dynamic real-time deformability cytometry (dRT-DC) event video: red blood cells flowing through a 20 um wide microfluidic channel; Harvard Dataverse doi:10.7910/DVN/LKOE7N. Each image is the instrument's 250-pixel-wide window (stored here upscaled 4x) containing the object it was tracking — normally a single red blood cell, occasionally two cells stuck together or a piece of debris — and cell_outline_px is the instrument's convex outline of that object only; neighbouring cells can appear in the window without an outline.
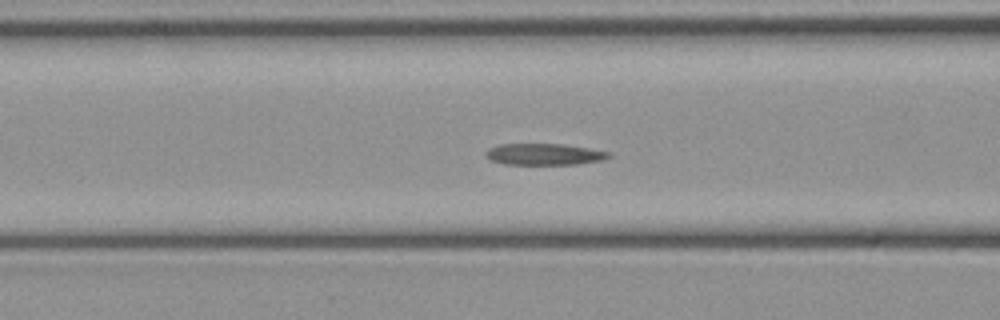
{"species": "common noctule bat (a hibernating species)", "species_latin": "Nyctalus noctula", "temperature_condition": "cold", "stored_images_in_passage": 35, "camera_frame_rate_fps": 3000, "um_per_image_px": 0.085, "animal": {"sex": "female", "body_mass_g": 21.9}, "frame": {"image": 1, "passage_image": 6, "time_ms": 1.667, "image_size_px": [1000, 320], "cell_outline_px": [[612, 156], [604, 160], [576, 164], [504, 164], [488, 160], [484, 156], [484, 152], [488, 148], [500, 144], [564, 144], [612, 152]], "centroid_in_image_um": [46.24, 13.11], "position_along_channel_um": 120.4, "area_um2": 15.61}}
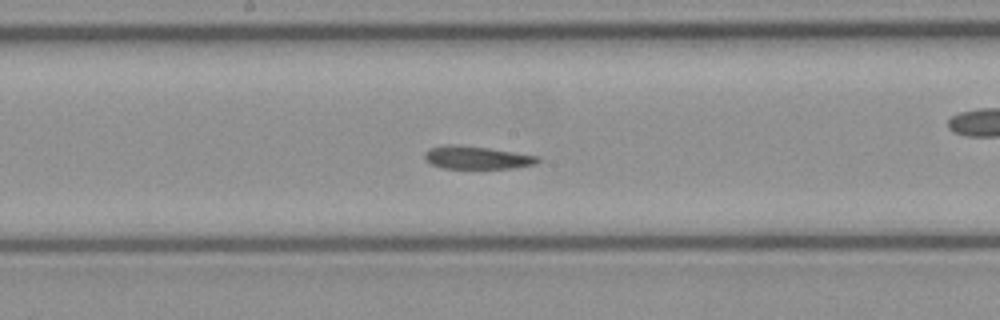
{"frame": {"image": 2, "passage_image": 12, "time_ms": 3.667, "image_size_px": [1000, 320], "cell_outline_px": [[540, 160], [536, 164], [512, 168], [440, 168], [424, 160], [424, 152], [428, 148], [448, 144], [460, 144], [488, 148], [540, 156]], "centroid_in_image_um": [40.49, 13.38], "position_along_channel_um": 207.7, "area_um2": 15.26}}
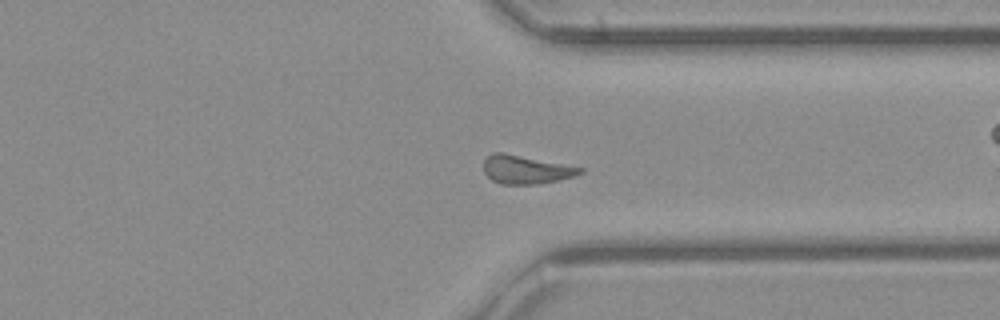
{"frame": {"image": 3, "passage_image": 23, "time_ms": 7.333, "image_size_px": [1000, 320], "cell_outline_px": [[584, 172], [576, 176], [540, 184], [500, 184], [492, 180], [484, 172], [484, 160], [492, 152], [500, 152], [584, 168]], "centroid_in_image_um": [44.7, 14.43], "position_along_channel_um": 366.7, "area_um2": 15.84}}